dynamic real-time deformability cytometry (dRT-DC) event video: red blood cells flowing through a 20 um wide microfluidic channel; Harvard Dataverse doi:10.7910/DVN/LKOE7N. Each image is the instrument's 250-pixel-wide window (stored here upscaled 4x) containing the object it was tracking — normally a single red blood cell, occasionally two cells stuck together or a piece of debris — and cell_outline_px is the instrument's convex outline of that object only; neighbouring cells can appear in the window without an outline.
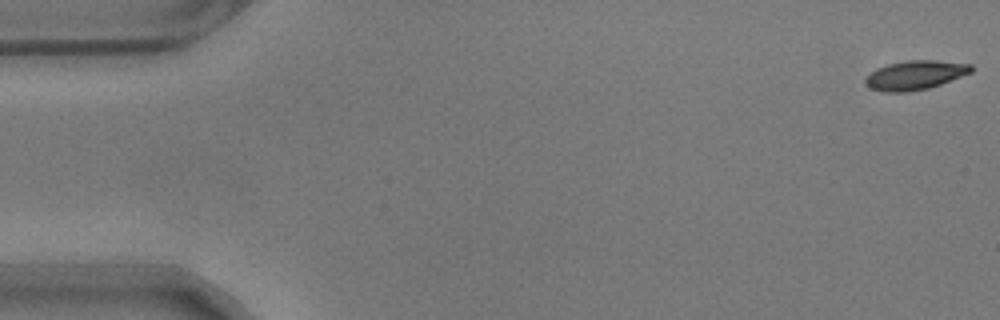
{"species": "common noctule bat (a hibernating species)", "species_latin": "Nyctalus noctula", "temperature_condition": "warm", "stored_images_in_passage": 14, "camera_frame_rate_fps": 3000, "um_per_image_px": 0.085, "animal": {"sex": "male", "body_mass_g": 17.9}, "frame": {"image": 1, "passage_image": 1, "time_ms": 0.0, "image_size_px": [1000, 320], "cell_outline_px": [[972, 72], [940, 84], [928, 88], [904, 92], [884, 92], [872, 88], [864, 84], [864, 80], [876, 68], [888, 64], [908, 60], [936, 60], [972, 64]], "centroid_in_image_um": [77.78, 6.38], "position_along_channel_um": 7.2, "area_um2": 17.8}}